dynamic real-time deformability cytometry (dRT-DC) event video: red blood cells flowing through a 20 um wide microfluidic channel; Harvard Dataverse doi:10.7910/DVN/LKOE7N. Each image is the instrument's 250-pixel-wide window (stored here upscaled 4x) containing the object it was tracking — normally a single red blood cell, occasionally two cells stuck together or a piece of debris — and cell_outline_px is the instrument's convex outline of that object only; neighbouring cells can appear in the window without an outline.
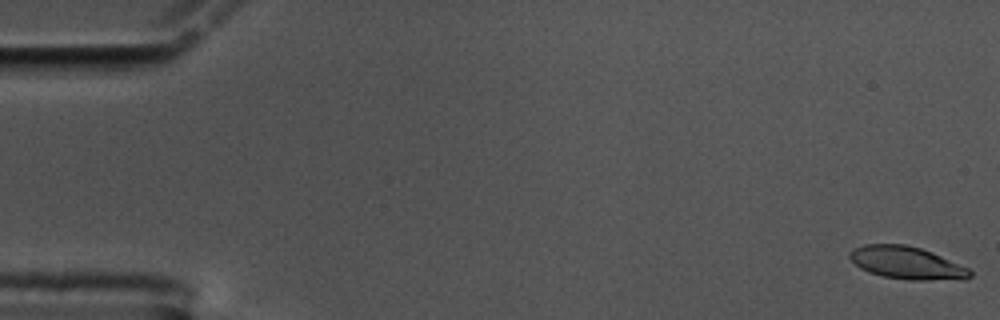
{"species": "common noctule bat (a hibernating species)", "species_latin": "Nyctalus noctula", "temperature_condition": "cold", "stored_images_in_passage": 11, "camera_frame_rate_fps": 3000, "um_per_image_px": 0.085, "animal": {"sex": "male", "body_mass_g": 17.5, "forearm_length_mm": 52.3}, "frame": {"image": 1, "passage_image": 1, "time_ms": 0.0, "image_size_px": [1000, 320], "cell_outline_px": [[972, 276], [964, 280], [908, 280], [884, 276], [868, 272], [860, 268], [848, 256], [848, 252], [852, 248], [864, 244], [904, 244], [920, 248], [932, 252], [968, 268], [972, 272]], "centroid_in_image_um": [77.07, 22.35], "position_along_channel_um": 7.9, "area_um2": 22.95}}